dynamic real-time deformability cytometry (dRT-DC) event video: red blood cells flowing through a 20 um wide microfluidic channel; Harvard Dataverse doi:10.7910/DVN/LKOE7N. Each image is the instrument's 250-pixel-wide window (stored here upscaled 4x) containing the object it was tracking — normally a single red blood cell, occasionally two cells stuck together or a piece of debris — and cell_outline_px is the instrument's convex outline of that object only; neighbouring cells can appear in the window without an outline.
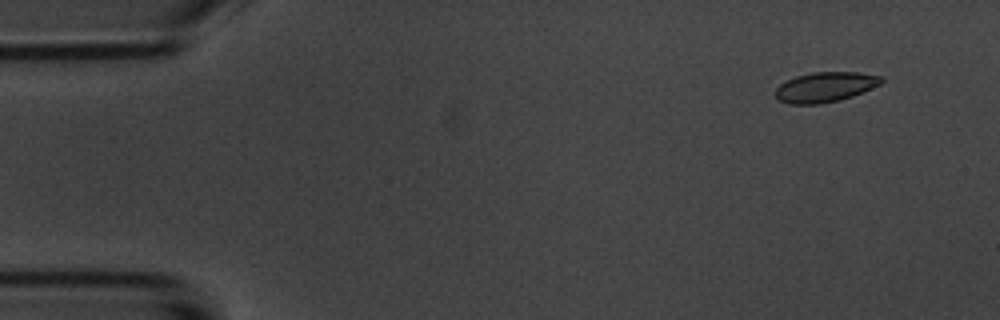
{"species": "common noctule bat (a hibernating species)", "species_latin": "Nyctalus noctula", "temperature_condition": "room temperature", "stored_images_in_passage": 4, "camera_frame_rate_fps": 3000, "um_per_image_px": 0.085, "animal": {"sex": "male", "body_mass_g": 20.1, "forearm_length_mm": 53.5}, "frame": {"image": 1, "passage_image": 1, "time_ms": 0.0, "image_size_px": [1000, 320], "cell_outline_px": [[884, 80], [880, 84], [852, 96], [840, 100], [820, 104], [788, 104], [780, 100], [776, 96], [776, 88], [780, 84], [796, 76], [812, 72], [856, 72], [884, 76]], "centroid_in_image_um": [70.15, 7.39], "position_along_channel_um": 14.8, "area_um2": 18.44}}
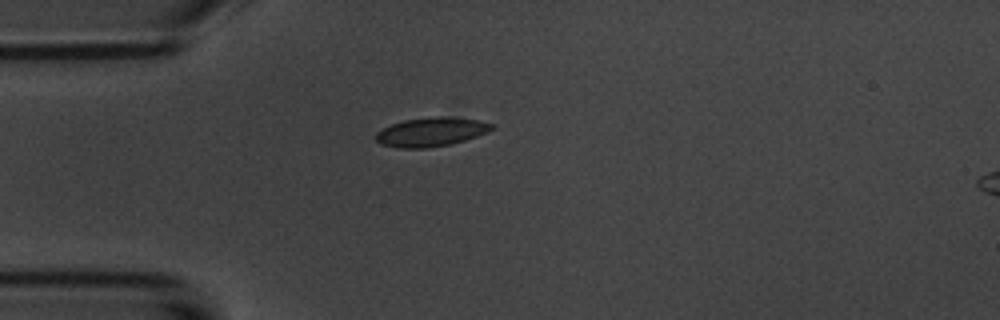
{"frame": {"image": 2, "passage_image": 4, "time_ms": 3.333, "image_size_px": [1000, 320], "cell_outline_px": [[492, 128], [488, 132], [452, 144], [428, 148], [396, 148], [380, 144], [376, 140], [376, 132], [392, 124], [404, 120], [432, 116], [444, 116], [476, 120], [492, 124]], "centroid_in_image_um": [36.6, 11.22], "position_along_channel_um": 48.4, "area_um2": 19.48}}